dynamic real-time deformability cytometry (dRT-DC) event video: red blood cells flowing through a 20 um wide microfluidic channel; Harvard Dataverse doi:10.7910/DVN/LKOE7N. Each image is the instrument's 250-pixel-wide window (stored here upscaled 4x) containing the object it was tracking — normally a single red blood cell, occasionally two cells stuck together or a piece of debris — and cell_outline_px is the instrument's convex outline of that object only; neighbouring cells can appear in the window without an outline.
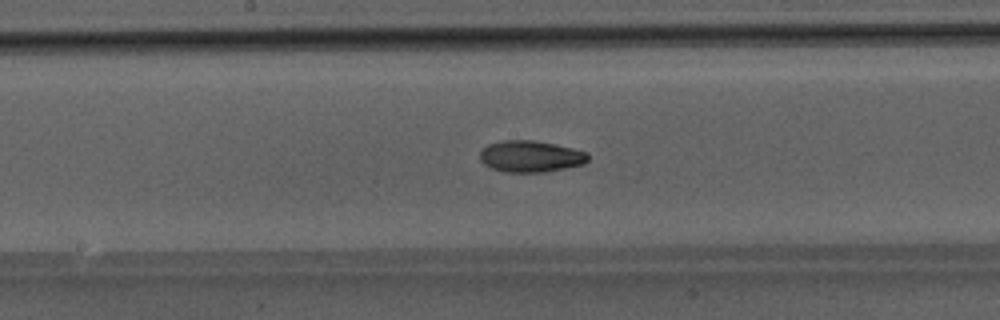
{"species": "Egyptian fruit bat (a non-hibernating species)", "species_latin": "Rousettus aegyptiacus", "temperature_condition": "room temperature", "stored_images_in_passage": 49, "camera_frame_rate_fps": 3000, "um_per_image_px": 0.085, "animal": {"sex": "male"}, "frame": {"image": 1, "passage_image": 26, "time_ms": 8.333, "image_size_px": [1000, 320], "cell_outline_px": [[588, 160], [584, 164], [548, 172], [504, 172], [492, 168], [484, 164], [480, 160], [480, 152], [488, 144], [504, 140], [532, 140], [572, 148], [588, 152]], "centroid_in_image_um": [45.11, 13.3], "position_along_channel_um": 203.1, "area_um2": 19.83}}
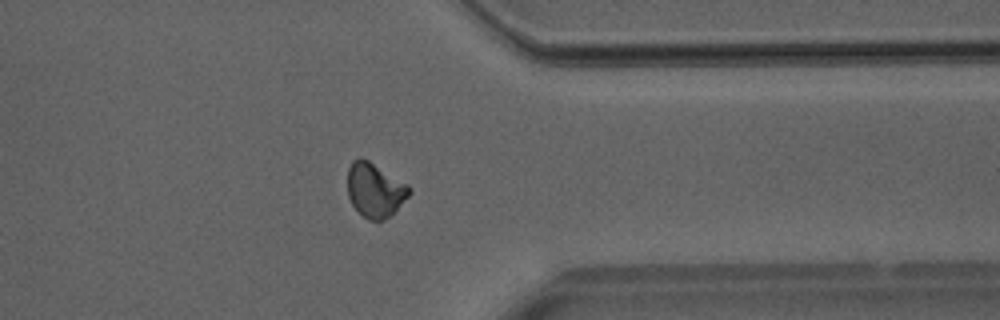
{"frame": {"image": 2, "passage_image": 39, "time_ms": 12.667, "image_size_px": [1000, 320], "cell_outline_px": [[412, 192], [384, 220], [368, 220], [352, 204], [348, 196], [348, 168], [352, 160], [360, 156], [368, 160], [408, 184]], "centroid_in_image_um": [31.85, 16.12], "position_along_channel_um": 379.6, "area_um2": 19.25}}
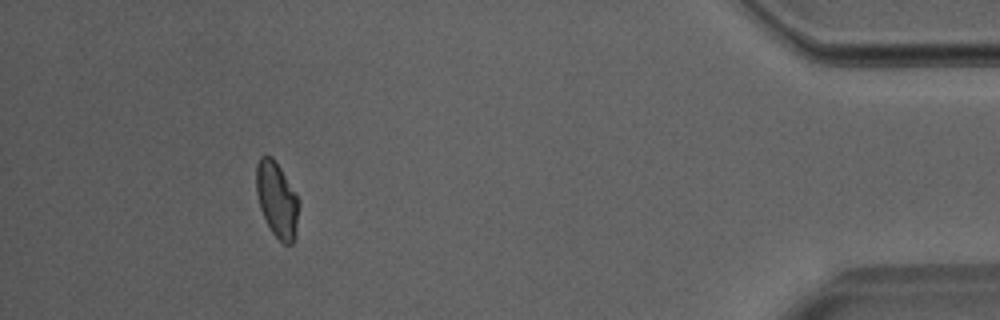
{"frame": {"image": 3, "passage_image": 45, "time_ms": 14.667, "image_size_px": [1000, 320], "cell_outline_px": [[300, 204], [296, 232], [292, 244], [284, 244], [272, 232], [260, 208], [256, 192], [256, 164], [260, 156], [272, 156], [280, 168], [300, 200]], "centroid_in_image_um": [23.55, 16.96], "position_along_channel_um": 411.7, "area_um2": 18.67}}